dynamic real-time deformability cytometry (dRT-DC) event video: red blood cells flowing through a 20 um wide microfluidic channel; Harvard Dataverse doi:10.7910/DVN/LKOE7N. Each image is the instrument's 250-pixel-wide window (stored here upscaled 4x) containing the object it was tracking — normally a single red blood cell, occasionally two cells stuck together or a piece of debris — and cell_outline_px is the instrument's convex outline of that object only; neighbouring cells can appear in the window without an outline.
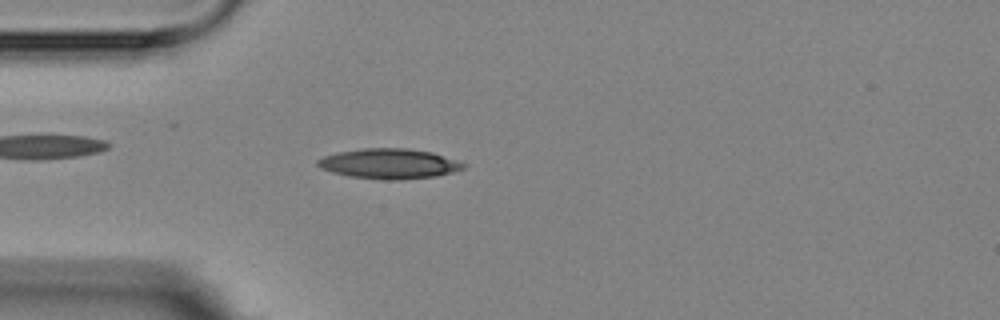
{"species": "Egyptian fruit bat (a non-hibernating species)", "species_latin": "Rousettus aegyptiacus", "temperature_condition": "room temperature", "stored_images_in_passage": 1, "camera_frame_rate_fps": 3000, "um_per_image_px": 0.085, "animal": {"sex": "female"}, "frame": {"image": 1, "passage_image": 1, "time_ms": 0.0, "image_size_px": [1000, 320], "cell_outline_px": [[468, 164], [464, 168], [452, 172], [436, 176], [400, 180], [384, 180], [348, 176], [332, 172], [320, 168], [316, 164], [316, 160], [324, 156], [340, 152], [364, 148], [408, 148], [432, 152]], "centroid_in_image_um": [33.08, 13.92], "position_along_channel_um": 51.9, "area_um2": 25.61}}